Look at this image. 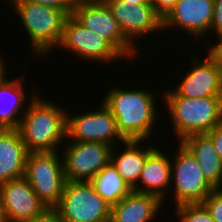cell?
I'll return each mask as SVG.
<instances>
[{"instance_id": "cell-30", "label": "cell", "mask_w": 222, "mask_h": 222, "mask_svg": "<svg viewBox=\"0 0 222 222\" xmlns=\"http://www.w3.org/2000/svg\"><path fill=\"white\" fill-rule=\"evenodd\" d=\"M26 222H63L54 208H48L41 215Z\"/></svg>"}, {"instance_id": "cell-26", "label": "cell", "mask_w": 222, "mask_h": 222, "mask_svg": "<svg viewBox=\"0 0 222 222\" xmlns=\"http://www.w3.org/2000/svg\"><path fill=\"white\" fill-rule=\"evenodd\" d=\"M213 29L217 35H222V0H214V11L210 30Z\"/></svg>"}, {"instance_id": "cell-15", "label": "cell", "mask_w": 222, "mask_h": 222, "mask_svg": "<svg viewBox=\"0 0 222 222\" xmlns=\"http://www.w3.org/2000/svg\"><path fill=\"white\" fill-rule=\"evenodd\" d=\"M195 67L187 72L175 90L182 96L192 99L200 97H222V72L207 56L203 61L191 60Z\"/></svg>"}, {"instance_id": "cell-2", "label": "cell", "mask_w": 222, "mask_h": 222, "mask_svg": "<svg viewBox=\"0 0 222 222\" xmlns=\"http://www.w3.org/2000/svg\"><path fill=\"white\" fill-rule=\"evenodd\" d=\"M32 95L18 127L22 141L29 152L57 151L67 138L68 112L37 93Z\"/></svg>"}, {"instance_id": "cell-31", "label": "cell", "mask_w": 222, "mask_h": 222, "mask_svg": "<svg viewBox=\"0 0 222 222\" xmlns=\"http://www.w3.org/2000/svg\"><path fill=\"white\" fill-rule=\"evenodd\" d=\"M5 62H3L2 57L0 58V82L3 81L6 77L5 75Z\"/></svg>"}, {"instance_id": "cell-13", "label": "cell", "mask_w": 222, "mask_h": 222, "mask_svg": "<svg viewBox=\"0 0 222 222\" xmlns=\"http://www.w3.org/2000/svg\"><path fill=\"white\" fill-rule=\"evenodd\" d=\"M103 1L112 11L124 36L133 45L138 36L163 31V18L154 10L152 4L134 5L122 0Z\"/></svg>"}, {"instance_id": "cell-27", "label": "cell", "mask_w": 222, "mask_h": 222, "mask_svg": "<svg viewBox=\"0 0 222 222\" xmlns=\"http://www.w3.org/2000/svg\"><path fill=\"white\" fill-rule=\"evenodd\" d=\"M218 37L220 41L209 47L207 55L213 61L214 65L222 72V35Z\"/></svg>"}, {"instance_id": "cell-11", "label": "cell", "mask_w": 222, "mask_h": 222, "mask_svg": "<svg viewBox=\"0 0 222 222\" xmlns=\"http://www.w3.org/2000/svg\"><path fill=\"white\" fill-rule=\"evenodd\" d=\"M59 46L68 49L75 55L86 60L102 61L107 63L123 55L104 37L84 28L72 16L65 19L63 35Z\"/></svg>"}, {"instance_id": "cell-34", "label": "cell", "mask_w": 222, "mask_h": 222, "mask_svg": "<svg viewBox=\"0 0 222 222\" xmlns=\"http://www.w3.org/2000/svg\"><path fill=\"white\" fill-rule=\"evenodd\" d=\"M221 186H222V177H221ZM219 190H222V187L221 188H218Z\"/></svg>"}, {"instance_id": "cell-21", "label": "cell", "mask_w": 222, "mask_h": 222, "mask_svg": "<svg viewBox=\"0 0 222 222\" xmlns=\"http://www.w3.org/2000/svg\"><path fill=\"white\" fill-rule=\"evenodd\" d=\"M23 80V77H18L12 81L10 79L7 80L5 77V79L0 82V129L18 128L20 125L21 118L18 116V113H20L22 109L24 110L23 105L26 104L27 97L25 88H23ZM7 98L11 100L8 101ZM5 101H7V104Z\"/></svg>"}, {"instance_id": "cell-14", "label": "cell", "mask_w": 222, "mask_h": 222, "mask_svg": "<svg viewBox=\"0 0 222 222\" xmlns=\"http://www.w3.org/2000/svg\"><path fill=\"white\" fill-rule=\"evenodd\" d=\"M213 11L214 0H178L163 18V29L180 27L198 40L210 31Z\"/></svg>"}, {"instance_id": "cell-4", "label": "cell", "mask_w": 222, "mask_h": 222, "mask_svg": "<svg viewBox=\"0 0 222 222\" xmlns=\"http://www.w3.org/2000/svg\"><path fill=\"white\" fill-rule=\"evenodd\" d=\"M21 17L30 38L34 54H47L61 42L65 19L68 17L57 8L17 0L12 3ZM44 53V54H43Z\"/></svg>"}, {"instance_id": "cell-35", "label": "cell", "mask_w": 222, "mask_h": 222, "mask_svg": "<svg viewBox=\"0 0 222 222\" xmlns=\"http://www.w3.org/2000/svg\"><path fill=\"white\" fill-rule=\"evenodd\" d=\"M9 1H11V5H12V3L15 2V1H17V0H9Z\"/></svg>"}, {"instance_id": "cell-12", "label": "cell", "mask_w": 222, "mask_h": 222, "mask_svg": "<svg viewBox=\"0 0 222 222\" xmlns=\"http://www.w3.org/2000/svg\"><path fill=\"white\" fill-rule=\"evenodd\" d=\"M0 195L5 222L30 221L48 209L24 176L0 184Z\"/></svg>"}, {"instance_id": "cell-17", "label": "cell", "mask_w": 222, "mask_h": 222, "mask_svg": "<svg viewBox=\"0 0 222 222\" xmlns=\"http://www.w3.org/2000/svg\"><path fill=\"white\" fill-rule=\"evenodd\" d=\"M171 181V161L169 157L157 147L147 157L138 184L132 191L152 194L164 201L165 193H168V191L165 192L167 190L165 188L170 186Z\"/></svg>"}, {"instance_id": "cell-8", "label": "cell", "mask_w": 222, "mask_h": 222, "mask_svg": "<svg viewBox=\"0 0 222 222\" xmlns=\"http://www.w3.org/2000/svg\"><path fill=\"white\" fill-rule=\"evenodd\" d=\"M171 162V180H174L175 205L202 203L214 188L204 178L193 155L179 142Z\"/></svg>"}, {"instance_id": "cell-9", "label": "cell", "mask_w": 222, "mask_h": 222, "mask_svg": "<svg viewBox=\"0 0 222 222\" xmlns=\"http://www.w3.org/2000/svg\"><path fill=\"white\" fill-rule=\"evenodd\" d=\"M112 147L103 142L67 143L62 156L66 181H90L110 162Z\"/></svg>"}, {"instance_id": "cell-10", "label": "cell", "mask_w": 222, "mask_h": 222, "mask_svg": "<svg viewBox=\"0 0 222 222\" xmlns=\"http://www.w3.org/2000/svg\"><path fill=\"white\" fill-rule=\"evenodd\" d=\"M99 110L80 115L67 114V139L75 142H103L114 145L116 141L124 142L117 130L116 118L102 103Z\"/></svg>"}, {"instance_id": "cell-24", "label": "cell", "mask_w": 222, "mask_h": 222, "mask_svg": "<svg viewBox=\"0 0 222 222\" xmlns=\"http://www.w3.org/2000/svg\"><path fill=\"white\" fill-rule=\"evenodd\" d=\"M202 204L215 222H222V190L214 189Z\"/></svg>"}, {"instance_id": "cell-18", "label": "cell", "mask_w": 222, "mask_h": 222, "mask_svg": "<svg viewBox=\"0 0 222 222\" xmlns=\"http://www.w3.org/2000/svg\"><path fill=\"white\" fill-rule=\"evenodd\" d=\"M162 203L155 195L131 191L111 206L110 222H151L162 208Z\"/></svg>"}, {"instance_id": "cell-28", "label": "cell", "mask_w": 222, "mask_h": 222, "mask_svg": "<svg viewBox=\"0 0 222 222\" xmlns=\"http://www.w3.org/2000/svg\"><path fill=\"white\" fill-rule=\"evenodd\" d=\"M154 10L164 18L178 0H149Z\"/></svg>"}, {"instance_id": "cell-22", "label": "cell", "mask_w": 222, "mask_h": 222, "mask_svg": "<svg viewBox=\"0 0 222 222\" xmlns=\"http://www.w3.org/2000/svg\"><path fill=\"white\" fill-rule=\"evenodd\" d=\"M89 182L93 185L95 191L111 206L117 204L132 191V188L119 175L112 162L103 167Z\"/></svg>"}, {"instance_id": "cell-6", "label": "cell", "mask_w": 222, "mask_h": 222, "mask_svg": "<svg viewBox=\"0 0 222 222\" xmlns=\"http://www.w3.org/2000/svg\"><path fill=\"white\" fill-rule=\"evenodd\" d=\"M57 151L29 152L26 159L24 177L39 199L54 208L60 201L66 182L63 159Z\"/></svg>"}, {"instance_id": "cell-20", "label": "cell", "mask_w": 222, "mask_h": 222, "mask_svg": "<svg viewBox=\"0 0 222 222\" xmlns=\"http://www.w3.org/2000/svg\"><path fill=\"white\" fill-rule=\"evenodd\" d=\"M141 142L143 140H124L125 150L123 149L120 155L115 150L117 147L113 146L111 150L110 162L113 163L119 175L132 189L138 184L147 157L156 149V146L142 149L139 145Z\"/></svg>"}, {"instance_id": "cell-33", "label": "cell", "mask_w": 222, "mask_h": 222, "mask_svg": "<svg viewBox=\"0 0 222 222\" xmlns=\"http://www.w3.org/2000/svg\"><path fill=\"white\" fill-rule=\"evenodd\" d=\"M0 222H5L3 208H2L1 195H0Z\"/></svg>"}, {"instance_id": "cell-7", "label": "cell", "mask_w": 222, "mask_h": 222, "mask_svg": "<svg viewBox=\"0 0 222 222\" xmlns=\"http://www.w3.org/2000/svg\"><path fill=\"white\" fill-rule=\"evenodd\" d=\"M71 16L84 28L108 40L124 57L132 58L138 53L103 0H77Z\"/></svg>"}, {"instance_id": "cell-1", "label": "cell", "mask_w": 222, "mask_h": 222, "mask_svg": "<svg viewBox=\"0 0 222 222\" xmlns=\"http://www.w3.org/2000/svg\"><path fill=\"white\" fill-rule=\"evenodd\" d=\"M153 93L141 88H113L102 100L116 118L117 130L124 140H148L158 114Z\"/></svg>"}, {"instance_id": "cell-29", "label": "cell", "mask_w": 222, "mask_h": 222, "mask_svg": "<svg viewBox=\"0 0 222 222\" xmlns=\"http://www.w3.org/2000/svg\"><path fill=\"white\" fill-rule=\"evenodd\" d=\"M206 134L211 138L216 152L222 159V122Z\"/></svg>"}, {"instance_id": "cell-5", "label": "cell", "mask_w": 222, "mask_h": 222, "mask_svg": "<svg viewBox=\"0 0 222 222\" xmlns=\"http://www.w3.org/2000/svg\"><path fill=\"white\" fill-rule=\"evenodd\" d=\"M63 222H110L111 205L89 181H66L54 207Z\"/></svg>"}, {"instance_id": "cell-25", "label": "cell", "mask_w": 222, "mask_h": 222, "mask_svg": "<svg viewBox=\"0 0 222 222\" xmlns=\"http://www.w3.org/2000/svg\"><path fill=\"white\" fill-rule=\"evenodd\" d=\"M34 4L51 6L62 10L67 16H71L77 0H23Z\"/></svg>"}, {"instance_id": "cell-23", "label": "cell", "mask_w": 222, "mask_h": 222, "mask_svg": "<svg viewBox=\"0 0 222 222\" xmlns=\"http://www.w3.org/2000/svg\"><path fill=\"white\" fill-rule=\"evenodd\" d=\"M179 222H215L202 203L175 206Z\"/></svg>"}, {"instance_id": "cell-16", "label": "cell", "mask_w": 222, "mask_h": 222, "mask_svg": "<svg viewBox=\"0 0 222 222\" xmlns=\"http://www.w3.org/2000/svg\"><path fill=\"white\" fill-rule=\"evenodd\" d=\"M28 153L18 128L0 129V184L24 176Z\"/></svg>"}, {"instance_id": "cell-3", "label": "cell", "mask_w": 222, "mask_h": 222, "mask_svg": "<svg viewBox=\"0 0 222 222\" xmlns=\"http://www.w3.org/2000/svg\"><path fill=\"white\" fill-rule=\"evenodd\" d=\"M164 100L179 142L193 134H204L222 122V97H182L176 90L165 91Z\"/></svg>"}, {"instance_id": "cell-19", "label": "cell", "mask_w": 222, "mask_h": 222, "mask_svg": "<svg viewBox=\"0 0 222 222\" xmlns=\"http://www.w3.org/2000/svg\"><path fill=\"white\" fill-rule=\"evenodd\" d=\"M180 143L197 160L204 178L214 188H221L222 159L216 152L211 138L206 134H193Z\"/></svg>"}, {"instance_id": "cell-32", "label": "cell", "mask_w": 222, "mask_h": 222, "mask_svg": "<svg viewBox=\"0 0 222 222\" xmlns=\"http://www.w3.org/2000/svg\"><path fill=\"white\" fill-rule=\"evenodd\" d=\"M131 4H151L149 0H122Z\"/></svg>"}]
</instances>
